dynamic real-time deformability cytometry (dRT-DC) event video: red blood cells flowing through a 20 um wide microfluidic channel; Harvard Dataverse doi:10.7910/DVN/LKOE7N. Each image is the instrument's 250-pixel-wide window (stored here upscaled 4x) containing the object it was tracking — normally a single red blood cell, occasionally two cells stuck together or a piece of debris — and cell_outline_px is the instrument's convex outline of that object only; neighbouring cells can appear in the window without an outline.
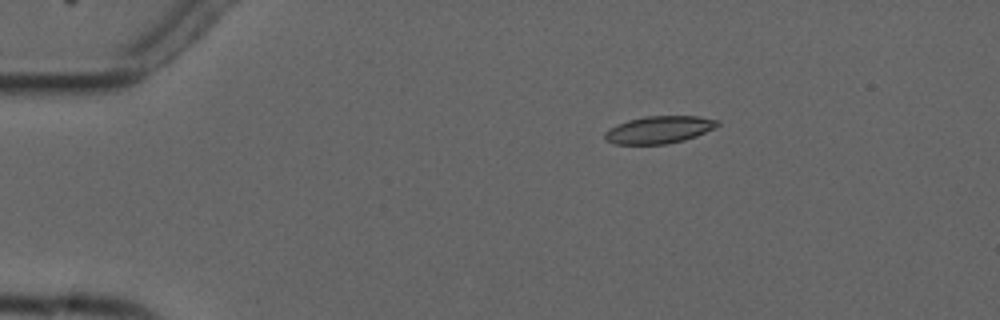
{"species": "common noctule bat (a hibernating species)", "species_latin": "Nyctalus noctula", "temperature_condition": "cold", "stored_images_in_passage": 3, "camera_frame_rate_fps": 3000, "um_per_image_px": 0.085, "animal": {"sex": "male", "forearm_length_mm": 52.5}, "frame": {"image": 1, "passage_image": 1, "time_ms": 0.0, "image_size_px": [1000, 320], "cell_outline_px": [[720, 124], [716, 128], [696, 136], [684, 140], [668, 144], [616, 144], [604, 140], [604, 132], [608, 128], [616, 124], [628, 120], [644, 116], [700, 116], [716, 120]], "centroid_in_image_um": [56.0, 11.02], "position_along_channel_um": 29.0, "area_um2": 18.15}}